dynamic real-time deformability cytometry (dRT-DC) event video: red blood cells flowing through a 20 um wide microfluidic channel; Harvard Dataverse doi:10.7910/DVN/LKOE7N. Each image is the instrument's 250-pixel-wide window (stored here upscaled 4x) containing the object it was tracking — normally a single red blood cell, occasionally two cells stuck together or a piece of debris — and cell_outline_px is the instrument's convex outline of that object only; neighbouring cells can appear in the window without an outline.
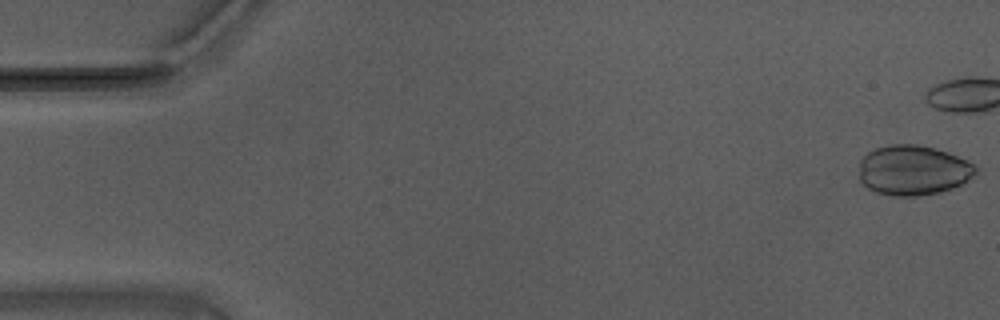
{"species": "Egyptian fruit bat (a non-hibernating species)", "species_latin": "Rousettus aegyptiacus", "temperature_condition": "warm", "stored_images_in_passage": 9, "camera_frame_rate_fps": 3000, "um_per_image_px": 0.085, "animal": {"sex": "male"}, "frame": {"image": 1, "passage_image": 1, "time_ms": 0.0, "image_size_px": [1000, 320], "cell_outline_px": [[976, 172], [972, 180], [940, 192], [916, 196], [892, 196], [876, 192], [868, 188], [860, 180], [860, 160], [868, 152], [876, 148], [892, 144], [916, 144], [936, 148], [948, 152], [968, 160], [976, 168]], "centroid_in_image_um": [77.64, 14.47], "position_along_channel_um": 7.4, "area_um2": 34.1}}